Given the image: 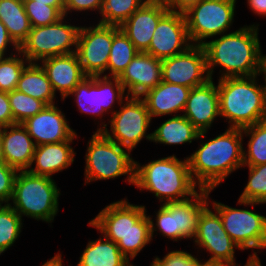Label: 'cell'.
Returning <instances> with one entry per match:
<instances>
[{"label":"cell","instance_id":"obj_5","mask_svg":"<svg viewBox=\"0 0 266 266\" xmlns=\"http://www.w3.org/2000/svg\"><path fill=\"white\" fill-rule=\"evenodd\" d=\"M60 188L48 176L18 171L9 205L21 216L52 223L59 212ZM13 204V206H12Z\"/></svg>","mask_w":266,"mask_h":266},{"label":"cell","instance_id":"obj_19","mask_svg":"<svg viewBox=\"0 0 266 266\" xmlns=\"http://www.w3.org/2000/svg\"><path fill=\"white\" fill-rule=\"evenodd\" d=\"M200 132L209 130L220 116L218 87L210 79L206 84L191 88L183 114Z\"/></svg>","mask_w":266,"mask_h":266},{"label":"cell","instance_id":"obj_24","mask_svg":"<svg viewBox=\"0 0 266 266\" xmlns=\"http://www.w3.org/2000/svg\"><path fill=\"white\" fill-rule=\"evenodd\" d=\"M191 88L161 81L154 89L147 91L144 100L151 119L183 112Z\"/></svg>","mask_w":266,"mask_h":266},{"label":"cell","instance_id":"obj_48","mask_svg":"<svg viewBox=\"0 0 266 266\" xmlns=\"http://www.w3.org/2000/svg\"><path fill=\"white\" fill-rule=\"evenodd\" d=\"M35 3H47L48 6L56 7L64 15V0H34Z\"/></svg>","mask_w":266,"mask_h":266},{"label":"cell","instance_id":"obj_18","mask_svg":"<svg viewBox=\"0 0 266 266\" xmlns=\"http://www.w3.org/2000/svg\"><path fill=\"white\" fill-rule=\"evenodd\" d=\"M162 60L139 52L118 77L127 96L141 97L162 81Z\"/></svg>","mask_w":266,"mask_h":266},{"label":"cell","instance_id":"obj_29","mask_svg":"<svg viewBox=\"0 0 266 266\" xmlns=\"http://www.w3.org/2000/svg\"><path fill=\"white\" fill-rule=\"evenodd\" d=\"M0 20L9 36L20 47L32 28L23 0H0Z\"/></svg>","mask_w":266,"mask_h":266},{"label":"cell","instance_id":"obj_22","mask_svg":"<svg viewBox=\"0 0 266 266\" xmlns=\"http://www.w3.org/2000/svg\"><path fill=\"white\" fill-rule=\"evenodd\" d=\"M3 161L17 169L25 171L31 166L35 144L21 123L0 127Z\"/></svg>","mask_w":266,"mask_h":266},{"label":"cell","instance_id":"obj_47","mask_svg":"<svg viewBox=\"0 0 266 266\" xmlns=\"http://www.w3.org/2000/svg\"><path fill=\"white\" fill-rule=\"evenodd\" d=\"M263 75V78H266V55L262 54L261 45L259 47V67L257 76Z\"/></svg>","mask_w":266,"mask_h":266},{"label":"cell","instance_id":"obj_15","mask_svg":"<svg viewBox=\"0 0 266 266\" xmlns=\"http://www.w3.org/2000/svg\"><path fill=\"white\" fill-rule=\"evenodd\" d=\"M190 46L184 14L169 10L159 20L146 53L164 60L185 52Z\"/></svg>","mask_w":266,"mask_h":266},{"label":"cell","instance_id":"obj_23","mask_svg":"<svg viewBox=\"0 0 266 266\" xmlns=\"http://www.w3.org/2000/svg\"><path fill=\"white\" fill-rule=\"evenodd\" d=\"M73 140L59 143H49L35 146L31 166L27 171L34 175L48 176L68 169L74 162L76 155L70 144ZM35 163V166L32 165Z\"/></svg>","mask_w":266,"mask_h":266},{"label":"cell","instance_id":"obj_41","mask_svg":"<svg viewBox=\"0 0 266 266\" xmlns=\"http://www.w3.org/2000/svg\"><path fill=\"white\" fill-rule=\"evenodd\" d=\"M18 170L0 161V204H9Z\"/></svg>","mask_w":266,"mask_h":266},{"label":"cell","instance_id":"obj_17","mask_svg":"<svg viewBox=\"0 0 266 266\" xmlns=\"http://www.w3.org/2000/svg\"><path fill=\"white\" fill-rule=\"evenodd\" d=\"M64 113L55 105H46L39 113L21 123L35 146L77 139Z\"/></svg>","mask_w":266,"mask_h":266},{"label":"cell","instance_id":"obj_13","mask_svg":"<svg viewBox=\"0 0 266 266\" xmlns=\"http://www.w3.org/2000/svg\"><path fill=\"white\" fill-rule=\"evenodd\" d=\"M193 238L196 246L211 254L206 263L238 266L234 258L235 248L241 249L225 231L217 211L213 212L208 206L202 211Z\"/></svg>","mask_w":266,"mask_h":266},{"label":"cell","instance_id":"obj_6","mask_svg":"<svg viewBox=\"0 0 266 266\" xmlns=\"http://www.w3.org/2000/svg\"><path fill=\"white\" fill-rule=\"evenodd\" d=\"M130 154L128 148L115 143L102 131H96L88 141L85 154V184L127 175L125 180L134 185L135 161Z\"/></svg>","mask_w":266,"mask_h":266},{"label":"cell","instance_id":"obj_11","mask_svg":"<svg viewBox=\"0 0 266 266\" xmlns=\"http://www.w3.org/2000/svg\"><path fill=\"white\" fill-rule=\"evenodd\" d=\"M210 203L219 213L225 231L241 250L266 248V216L217 201Z\"/></svg>","mask_w":266,"mask_h":266},{"label":"cell","instance_id":"obj_12","mask_svg":"<svg viewBox=\"0 0 266 266\" xmlns=\"http://www.w3.org/2000/svg\"><path fill=\"white\" fill-rule=\"evenodd\" d=\"M119 29V26L101 23L80 26L76 54L87 76H102L107 72L113 35Z\"/></svg>","mask_w":266,"mask_h":266},{"label":"cell","instance_id":"obj_39","mask_svg":"<svg viewBox=\"0 0 266 266\" xmlns=\"http://www.w3.org/2000/svg\"><path fill=\"white\" fill-rule=\"evenodd\" d=\"M23 2L31 27L51 25L64 17L56 7L48 6L47 3H35L34 0Z\"/></svg>","mask_w":266,"mask_h":266},{"label":"cell","instance_id":"obj_20","mask_svg":"<svg viewBox=\"0 0 266 266\" xmlns=\"http://www.w3.org/2000/svg\"><path fill=\"white\" fill-rule=\"evenodd\" d=\"M169 11L165 3L146 2L120 29L139 52H146L159 20Z\"/></svg>","mask_w":266,"mask_h":266},{"label":"cell","instance_id":"obj_43","mask_svg":"<svg viewBox=\"0 0 266 266\" xmlns=\"http://www.w3.org/2000/svg\"><path fill=\"white\" fill-rule=\"evenodd\" d=\"M15 124L10 108L8 92L0 91V127Z\"/></svg>","mask_w":266,"mask_h":266},{"label":"cell","instance_id":"obj_31","mask_svg":"<svg viewBox=\"0 0 266 266\" xmlns=\"http://www.w3.org/2000/svg\"><path fill=\"white\" fill-rule=\"evenodd\" d=\"M151 240L150 217L145 213L117 242V245L128 260H133Z\"/></svg>","mask_w":266,"mask_h":266},{"label":"cell","instance_id":"obj_8","mask_svg":"<svg viewBox=\"0 0 266 266\" xmlns=\"http://www.w3.org/2000/svg\"><path fill=\"white\" fill-rule=\"evenodd\" d=\"M65 18L51 25L31 28L27 39L19 47L29 63L76 52L80 27L67 24Z\"/></svg>","mask_w":266,"mask_h":266},{"label":"cell","instance_id":"obj_30","mask_svg":"<svg viewBox=\"0 0 266 266\" xmlns=\"http://www.w3.org/2000/svg\"><path fill=\"white\" fill-rule=\"evenodd\" d=\"M139 53L133 43L128 39L124 32L119 29L113 35V41L110 49L107 71L110 75L104 73L105 77H119L126 69L131 60Z\"/></svg>","mask_w":266,"mask_h":266},{"label":"cell","instance_id":"obj_42","mask_svg":"<svg viewBox=\"0 0 266 266\" xmlns=\"http://www.w3.org/2000/svg\"><path fill=\"white\" fill-rule=\"evenodd\" d=\"M103 0H64V16L72 11H98L102 10Z\"/></svg>","mask_w":266,"mask_h":266},{"label":"cell","instance_id":"obj_7","mask_svg":"<svg viewBox=\"0 0 266 266\" xmlns=\"http://www.w3.org/2000/svg\"><path fill=\"white\" fill-rule=\"evenodd\" d=\"M111 115L108 121L110 131L105 122L100 124L101 128H97V131H102L115 143L132 152L143 138L151 141L152 133L148 134L147 130L152 119L141 97L128 96L120 104L119 110H114Z\"/></svg>","mask_w":266,"mask_h":266},{"label":"cell","instance_id":"obj_27","mask_svg":"<svg viewBox=\"0 0 266 266\" xmlns=\"http://www.w3.org/2000/svg\"><path fill=\"white\" fill-rule=\"evenodd\" d=\"M100 234L101 238L88 242L76 266H131L117 243Z\"/></svg>","mask_w":266,"mask_h":266},{"label":"cell","instance_id":"obj_10","mask_svg":"<svg viewBox=\"0 0 266 266\" xmlns=\"http://www.w3.org/2000/svg\"><path fill=\"white\" fill-rule=\"evenodd\" d=\"M69 95H74L80 113L91 117L108 114L116 104L120 105L128 96L118 77L87 76Z\"/></svg>","mask_w":266,"mask_h":266},{"label":"cell","instance_id":"obj_16","mask_svg":"<svg viewBox=\"0 0 266 266\" xmlns=\"http://www.w3.org/2000/svg\"><path fill=\"white\" fill-rule=\"evenodd\" d=\"M127 200L124 198L105 206L88 224L117 243L147 212L146 206L131 204Z\"/></svg>","mask_w":266,"mask_h":266},{"label":"cell","instance_id":"obj_25","mask_svg":"<svg viewBox=\"0 0 266 266\" xmlns=\"http://www.w3.org/2000/svg\"><path fill=\"white\" fill-rule=\"evenodd\" d=\"M211 190L199 189L192 199L176 202L177 241L193 239L196 234L199 217L210 204Z\"/></svg>","mask_w":266,"mask_h":266},{"label":"cell","instance_id":"obj_14","mask_svg":"<svg viewBox=\"0 0 266 266\" xmlns=\"http://www.w3.org/2000/svg\"><path fill=\"white\" fill-rule=\"evenodd\" d=\"M162 81L189 88L210 80L206 54L202 45H192L185 52L162 60Z\"/></svg>","mask_w":266,"mask_h":266},{"label":"cell","instance_id":"obj_28","mask_svg":"<svg viewBox=\"0 0 266 266\" xmlns=\"http://www.w3.org/2000/svg\"><path fill=\"white\" fill-rule=\"evenodd\" d=\"M16 90L43 101L46 105L55 104L56 94L47 74L38 63H29L23 70Z\"/></svg>","mask_w":266,"mask_h":266},{"label":"cell","instance_id":"obj_1","mask_svg":"<svg viewBox=\"0 0 266 266\" xmlns=\"http://www.w3.org/2000/svg\"><path fill=\"white\" fill-rule=\"evenodd\" d=\"M243 135L241 128H229L187 157L189 170L198 189L213 190L226 177L243 167Z\"/></svg>","mask_w":266,"mask_h":266},{"label":"cell","instance_id":"obj_54","mask_svg":"<svg viewBox=\"0 0 266 266\" xmlns=\"http://www.w3.org/2000/svg\"><path fill=\"white\" fill-rule=\"evenodd\" d=\"M264 83H265L264 87H265V103H266V78H264Z\"/></svg>","mask_w":266,"mask_h":266},{"label":"cell","instance_id":"obj_52","mask_svg":"<svg viewBox=\"0 0 266 266\" xmlns=\"http://www.w3.org/2000/svg\"><path fill=\"white\" fill-rule=\"evenodd\" d=\"M147 2H155V3H167L169 0H146Z\"/></svg>","mask_w":266,"mask_h":266},{"label":"cell","instance_id":"obj_34","mask_svg":"<svg viewBox=\"0 0 266 266\" xmlns=\"http://www.w3.org/2000/svg\"><path fill=\"white\" fill-rule=\"evenodd\" d=\"M146 0H103L99 23L121 26Z\"/></svg>","mask_w":266,"mask_h":266},{"label":"cell","instance_id":"obj_4","mask_svg":"<svg viewBox=\"0 0 266 266\" xmlns=\"http://www.w3.org/2000/svg\"><path fill=\"white\" fill-rule=\"evenodd\" d=\"M257 75L218 79L220 117L229 128H245L266 120L265 87Z\"/></svg>","mask_w":266,"mask_h":266},{"label":"cell","instance_id":"obj_45","mask_svg":"<svg viewBox=\"0 0 266 266\" xmlns=\"http://www.w3.org/2000/svg\"><path fill=\"white\" fill-rule=\"evenodd\" d=\"M202 0H169L166 6L170 11L184 14L191 7L195 6Z\"/></svg>","mask_w":266,"mask_h":266},{"label":"cell","instance_id":"obj_38","mask_svg":"<svg viewBox=\"0 0 266 266\" xmlns=\"http://www.w3.org/2000/svg\"><path fill=\"white\" fill-rule=\"evenodd\" d=\"M151 238L155 231H160L161 235L170 240L177 241V222H176V202L160 205L156 213V223L150 216Z\"/></svg>","mask_w":266,"mask_h":266},{"label":"cell","instance_id":"obj_44","mask_svg":"<svg viewBox=\"0 0 266 266\" xmlns=\"http://www.w3.org/2000/svg\"><path fill=\"white\" fill-rule=\"evenodd\" d=\"M9 45L13 47L16 53L19 51V46L9 36L5 25L0 20V57H6L5 54Z\"/></svg>","mask_w":266,"mask_h":266},{"label":"cell","instance_id":"obj_40","mask_svg":"<svg viewBox=\"0 0 266 266\" xmlns=\"http://www.w3.org/2000/svg\"><path fill=\"white\" fill-rule=\"evenodd\" d=\"M151 263L154 266H200L203 262L189 252L173 250L162 259L156 256Z\"/></svg>","mask_w":266,"mask_h":266},{"label":"cell","instance_id":"obj_35","mask_svg":"<svg viewBox=\"0 0 266 266\" xmlns=\"http://www.w3.org/2000/svg\"><path fill=\"white\" fill-rule=\"evenodd\" d=\"M22 227V217L9 204H0V255L19 238Z\"/></svg>","mask_w":266,"mask_h":266},{"label":"cell","instance_id":"obj_26","mask_svg":"<svg viewBox=\"0 0 266 266\" xmlns=\"http://www.w3.org/2000/svg\"><path fill=\"white\" fill-rule=\"evenodd\" d=\"M207 131L200 132L184 115L177 114L164 121L152 132L151 142L165 145L192 143L205 138Z\"/></svg>","mask_w":266,"mask_h":266},{"label":"cell","instance_id":"obj_32","mask_svg":"<svg viewBox=\"0 0 266 266\" xmlns=\"http://www.w3.org/2000/svg\"><path fill=\"white\" fill-rule=\"evenodd\" d=\"M242 135L249 136L247 152L243 149V166L266 164V120L242 128Z\"/></svg>","mask_w":266,"mask_h":266},{"label":"cell","instance_id":"obj_9","mask_svg":"<svg viewBox=\"0 0 266 266\" xmlns=\"http://www.w3.org/2000/svg\"><path fill=\"white\" fill-rule=\"evenodd\" d=\"M237 0H202L184 13L192 45H203L207 38L222 35L234 22Z\"/></svg>","mask_w":266,"mask_h":266},{"label":"cell","instance_id":"obj_3","mask_svg":"<svg viewBox=\"0 0 266 266\" xmlns=\"http://www.w3.org/2000/svg\"><path fill=\"white\" fill-rule=\"evenodd\" d=\"M134 185L141 191L154 193L163 204L184 201L199 192L187 157L180 160L174 154L142 166L135 161Z\"/></svg>","mask_w":266,"mask_h":266},{"label":"cell","instance_id":"obj_46","mask_svg":"<svg viewBox=\"0 0 266 266\" xmlns=\"http://www.w3.org/2000/svg\"><path fill=\"white\" fill-rule=\"evenodd\" d=\"M247 3L254 14L266 16V0H247Z\"/></svg>","mask_w":266,"mask_h":266},{"label":"cell","instance_id":"obj_51","mask_svg":"<svg viewBox=\"0 0 266 266\" xmlns=\"http://www.w3.org/2000/svg\"><path fill=\"white\" fill-rule=\"evenodd\" d=\"M200 266H227L220 263H206L205 261Z\"/></svg>","mask_w":266,"mask_h":266},{"label":"cell","instance_id":"obj_53","mask_svg":"<svg viewBox=\"0 0 266 266\" xmlns=\"http://www.w3.org/2000/svg\"><path fill=\"white\" fill-rule=\"evenodd\" d=\"M3 160V157H2V150H1V136H0V161Z\"/></svg>","mask_w":266,"mask_h":266},{"label":"cell","instance_id":"obj_49","mask_svg":"<svg viewBox=\"0 0 266 266\" xmlns=\"http://www.w3.org/2000/svg\"><path fill=\"white\" fill-rule=\"evenodd\" d=\"M41 266H63L61 254L60 253H57L56 255H54V257H52L51 259H49L48 261H46Z\"/></svg>","mask_w":266,"mask_h":266},{"label":"cell","instance_id":"obj_33","mask_svg":"<svg viewBox=\"0 0 266 266\" xmlns=\"http://www.w3.org/2000/svg\"><path fill=\"white\" fill-rule=\"evenodd\" d=\"M249 168L248 182L238 199L243 206L266 203V164L247 166Z\"/></svg>","mask_w":266,"mask_h":266},{"label":"cell","instance_id":"obj_36","mask_svg":"<svg viewBox=\"0 0 266 266\" xmlns=\"http://www.w3.org/2000/svg\"><path fill=\"white\" fill-rule=\"evenodd\" d=\"M28 64V60L20 51L17 54L12 52L9 57H0V91L15 90L20 76Z\"/></svg>","mask_w":266,"mask_h":266},{"label":"cell","instance_id":"obj_2","mask_svg":"<svg viewBox=\"0 0 266 266\" xmlns=\"http://www.w3.org/2000/svg\"><path fill=\"white\" fill-rule=\"evenodd\" d=\"M258 24L243 26L220 38L206 41L202 46L206 54L207 70L213 79L215 67H222L221 78L251 77L257 75L259 67Z\"/></svg>","mask_w":266,"mask_h":266},{"label":"cell","instance_id":"obj_37","mask_svg":"<svg viewBox=\"0 0 266 266\" xmlns=\"http://www.w3.org/2000/svg\"><path fill=\"white\" fill-rule=\"evenodd\" d=\"M10 108L15 123H23L26 119L39 113L46 104L18 90L8 92Z\"/></svg>","mask_w":266,"mask_h":266},{"label":"cell","instance_id":"obj_21","mask_svg":"<svg viewBox=\"0 0 266 266\" xmlns=\"http://www.w3.org/2000/svg\"><path fill=\"white\" fill-rule=\"evenodd\" d=\"M39 64L46 72L55 94L59 91L63 101L87 77L76 52L48 57L41 60Z\"/></svg>","mask_w":266,"mask_h":266},{"label":"cell","instance_id":"obj_50","mask_svg":"<svg viewBox=\"0 0 266 266\" xmlns=\"http://www.w3.org/2000/svg\"><path fill=\"white\" fill-rule=\"evenodd\" d=\"M258 252L253 251V254L248 257V260L244 266H259Z\"/></svg>","mask_w":266,"mask_h":266}]
</instances>
